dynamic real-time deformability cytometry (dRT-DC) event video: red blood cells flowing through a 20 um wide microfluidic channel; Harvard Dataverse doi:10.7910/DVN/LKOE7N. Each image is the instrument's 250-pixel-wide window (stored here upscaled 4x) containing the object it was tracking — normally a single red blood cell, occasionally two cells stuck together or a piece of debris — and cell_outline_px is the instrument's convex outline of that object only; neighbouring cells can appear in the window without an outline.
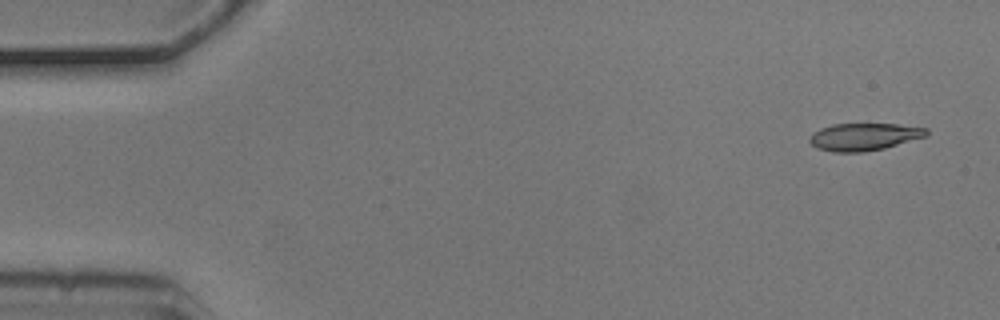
{"species": "common noctule bat (a hibernating species)", "species_latin": "Nyctalus noctula", "temperature_condition": "cold", "stored_images_in_passage": 5, "camera_frame_rate_fps": 3000, "um_per_image_px": 0.085, "animal": {"sex": "male", "body_mass_g": 20.5, "forearm_length_mm": 52.5}, "frame": {"image": 1, "passage_image": 1, "time_ms": 0.0, "image_size_px": [1000, 320], "cell_outline_px": [[928, 136], [884, 148], [864, 152], [832, 152], [816, 148], [808, 140], [812, 132], [820, 128], [832, 124], [896, 124], [928, 128]], "centroid_in_image_um": [73.43, 11.62], "position_along_channel_um": 11.6, "area_um2": 18.79}}